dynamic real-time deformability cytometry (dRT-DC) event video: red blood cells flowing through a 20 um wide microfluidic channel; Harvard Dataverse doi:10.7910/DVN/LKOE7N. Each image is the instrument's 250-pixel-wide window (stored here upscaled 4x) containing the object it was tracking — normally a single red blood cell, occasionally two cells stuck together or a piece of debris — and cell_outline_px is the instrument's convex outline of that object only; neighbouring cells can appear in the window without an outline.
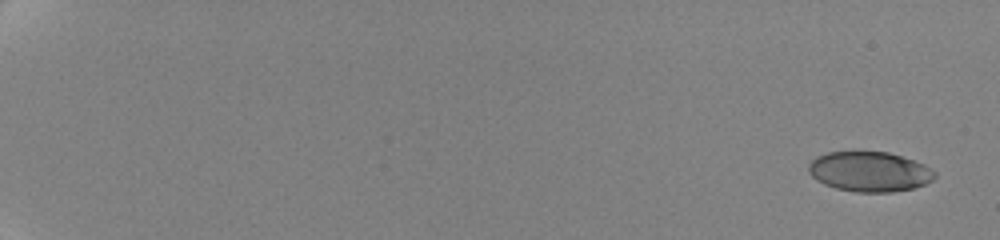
{"species": "human", "species_latin": "Homo sapiens", "temperature_condition": "cold", "stored_images_in_passage": 18, "camera_frame_rate_fps": 3000, "um_per_image_px": 0.085, "donor": {"sex": "female"}, "frame": {"image": 1, "passage_image": 1, "time_ms": 0.0, "image_size_px": [1000, 240], "cell_outline_px": [[936, 176], [932, 180], [924, 184], [912, 188], [892, 192], [856, 192], [836, 188], [824, 184], [816, 180], [808, 172], [808, 164], [816, 156], [828, 152], [888, 152], [924, 164], [936, 172]], "centroid_in_image_um": [73.88, 14.59], "position_along_channel_um": 11.1, "area_um2": 29.3}}
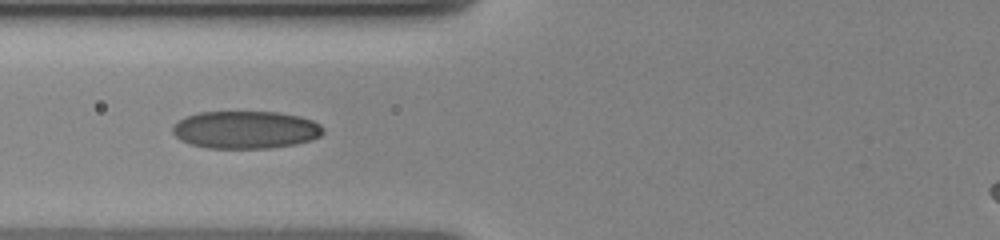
{"frame": {"image": 2, "passage_image": 13, "time_ms": 8.667, "image_size_px": [1000, 240], "cell_outline_px": [[324, 132], [320, 136], [312, 140], [296, 144], [268, 148], [208, 148], [188, 144], [180, 140], [172, 132], [172, 124], [184, 116], [200, 112], [280, 112], [300, 116], [312, 120], [320, 124], [324, 128]], "centroid_in_image_um": [20.86, 11.03], "position_along_channel_um": 104.9, "area_um2": 33.41}}
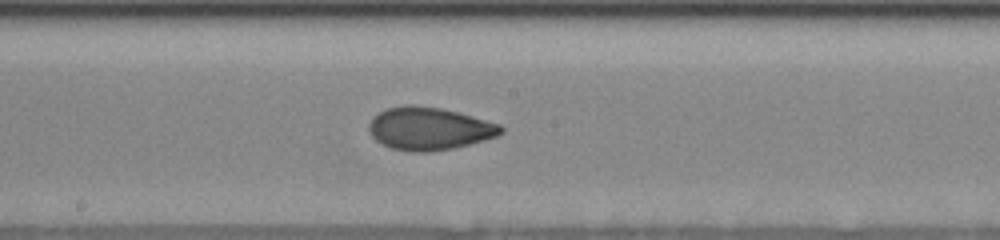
{"frame": {"image": 3, "passage_image": 18, "time_ms": 11.667, "image_size_px": [1000, 240], "cell_outline_px": [[504, 132], [496, 136], [484, 140], [452, 148], [432, 152], [412, 152], [392, 148], [380, 144], [372, 136], [368, 128], [368, 124], [384, 108], [404, 104], [412, 104], [440, 108], [472, 116], [500, 124], [504, 128]], "centroid_in_image_um": [36.46, 10.93], "position_along_channel_um": 211.7, "area_um2": 32.89}}